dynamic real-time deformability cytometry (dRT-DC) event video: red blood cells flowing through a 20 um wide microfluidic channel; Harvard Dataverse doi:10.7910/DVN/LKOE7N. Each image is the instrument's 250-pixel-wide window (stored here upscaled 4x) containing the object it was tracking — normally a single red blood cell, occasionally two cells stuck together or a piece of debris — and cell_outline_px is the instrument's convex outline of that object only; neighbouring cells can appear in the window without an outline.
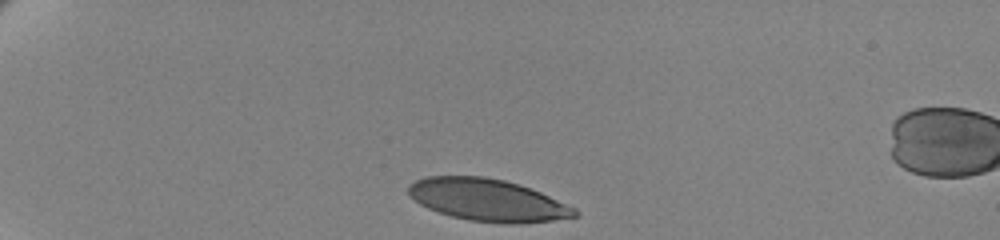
{"species": "human", "species_latin": "Homo sapiens", "temperature_condition": "cold", "stored_images_in_passage": 39, "camera_frame_rate_fps": 3000, "um_per_image_px": 0.085, "donor": {"sex": "female"}, "frame": {"image": 1, "passage_image": 1, "time_ms": 0.0, "image_size_px": [1000, 240], "cell_outline_px": [[580, 216], [552, 220], [520, 224], [504, 224], [468, 220], [452, 216], [428, 208], [420, 204], [408, 192], [408, 184], [416, 180], [428, 176], [484, 176], [504, 180], [520, 184], [540, 192], [576, 208], [580, 212]], "centroid_in_image_um": [41.49, 17.01], "position_along_channel_um": 43.5, "area_um2": 40.92}}
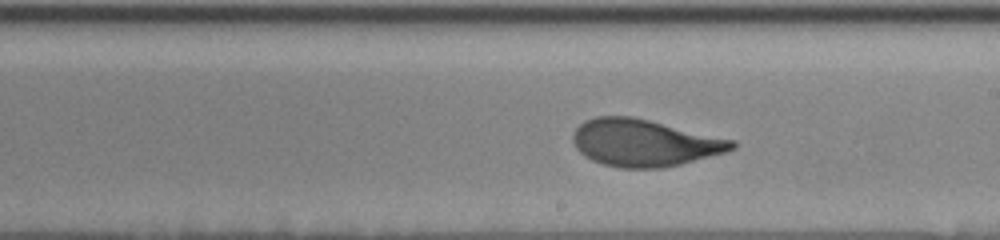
{"frame": {"image": 2, "passage_image": 23, "time_ms": 7.333, "image_size_px": [1000, 240], "cell_outline_px": [[736, 148], [724, 152], [680, 164], [664, 168], [620, 168], [604, 164], [592, 160], [584, 156], [576, 148], [572, 140], [572, 136], [576, 128], [584, 120], [596, 116], [632, 116], [736, 140]], "centroid_in_image_um": [54.75, 12.13], "position_along_channel_um": 234.3, "area_um2": 43.58}}
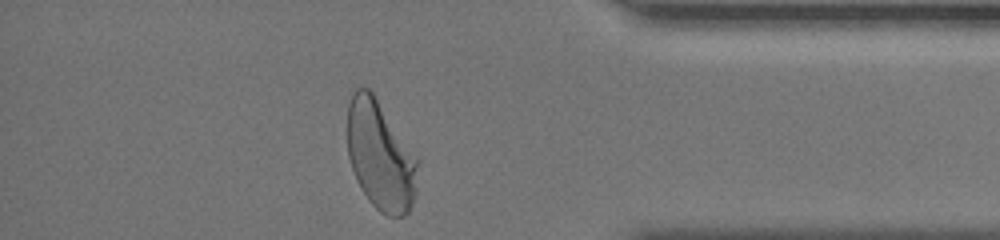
{"frame": {"image": 3, "passage_image": 39, "time_ms": 12.667, "image_size_px": [1000, 240], "cell_outline_px": [[420, 160], [416, 196], [408, 212], [404, 216], [384, 216], [368, 200], [356, 180], [348, 156], [348, 92], [360, 84], [368, 88], [372, 92]], "centroid_in_image_um": [32.34, 13.21], "position_along_channel_um": 402.9, "area_um2": 45.66}, "authors_computed_cell_mechanics": {"area_um2": 43.4078, "velocity_mm_per_s": 3.4329, "shape_relaxation_time_tau1_ms": 3.8742, "shape_relaxation_time_tau2_ms": null, "deformation_change_tau1": 0.1716, "deformation_change_tau2": null}}